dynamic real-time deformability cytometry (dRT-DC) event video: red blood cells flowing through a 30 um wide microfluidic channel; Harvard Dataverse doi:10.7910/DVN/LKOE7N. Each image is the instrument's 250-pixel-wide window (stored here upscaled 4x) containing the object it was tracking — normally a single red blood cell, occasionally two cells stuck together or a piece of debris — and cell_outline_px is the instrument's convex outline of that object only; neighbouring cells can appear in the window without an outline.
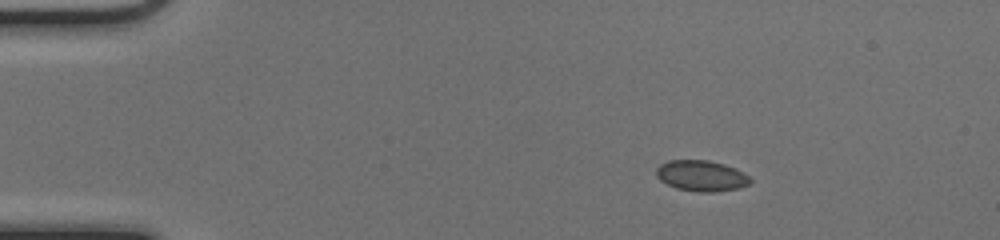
{"species": "common noctule bat (a hibernating species)", "species_latin": "Nyctalus noctula", "temperature_condition": "cold", "stored_images_in_passage": 43, "camera_frame_rate_fps": 3000, "um_per_image_px": 0.085, "animal": {"sex": "female", "body_mass_g": 17.0, "forearm_length_mm": 48.0}, "frame": {"image": 1, "passage_image": 1, "time_ms": 0.0, "image_size_px": [1000, 240], "cell_outline_px": [[752, 180], [748, 184], [740, 188], [712, 192], [696, 192], [676, 188], [660, 180], [656, 176], [656, 168], [660, 164], [668, 160], [708, 160], [724, 164], [736, 168], [744, 172]], "centroid_in_image_um": [59.61, 14.94], "position_along_channel_um": 25.4, "area_um2": 16.99}}
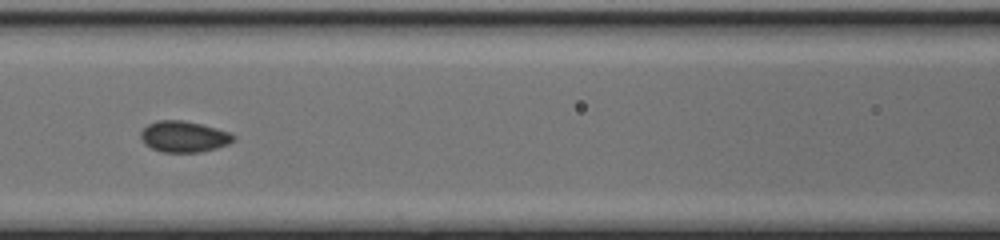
{"frame": {"image": 2, "passage_image": 16, "time_ms": 5.0, "image_size_px": [1000, 240], "cell_outline_px": [[236, 140], [228, 144], [216, 148], [200, 152], [164, 152], [152, 148], [144, 144], [140, 136], [140, 132], [148, 124], [156, 120], [184, 120], [216, 128], [228, 132], [236, 136]], "centroid_in_image_um": [15.63, 11.61], "position_along_channel_um": 151.0, "area_um2": 16.82}}
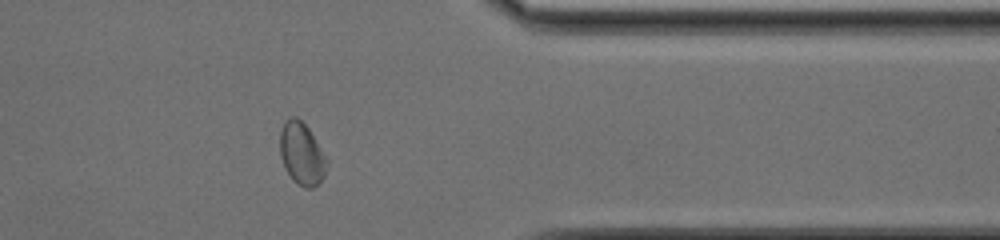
{"frame": {"image": 3, "passage_image": 34, "time_ms": 11.0, "image_size_px": [1000, 240], "cell_outline_px": [[328, 164], [324, 176], [312, 188], [304, 188], [292, 180], [284, 168], [280, 156], [280, 132], [284, 120], [292, 116], [296, 116], [308, 128], [328, 160]], "centroid_in_image_um": [25.63, 13.07], "position_along_channel_um": 385.8, "area_um2": 17.05}, "authors_computed_cell_mechanics": {"area_um2": 16.8198, "velocity_mm_per_s": 4.1182, "shape_relaxation_time_tau1_ms": null, "shape_relaxation_time_tau2_ms": 1.1464, "deformation_change_tau1": null, "deformation_change_tau2": 0.0464}}